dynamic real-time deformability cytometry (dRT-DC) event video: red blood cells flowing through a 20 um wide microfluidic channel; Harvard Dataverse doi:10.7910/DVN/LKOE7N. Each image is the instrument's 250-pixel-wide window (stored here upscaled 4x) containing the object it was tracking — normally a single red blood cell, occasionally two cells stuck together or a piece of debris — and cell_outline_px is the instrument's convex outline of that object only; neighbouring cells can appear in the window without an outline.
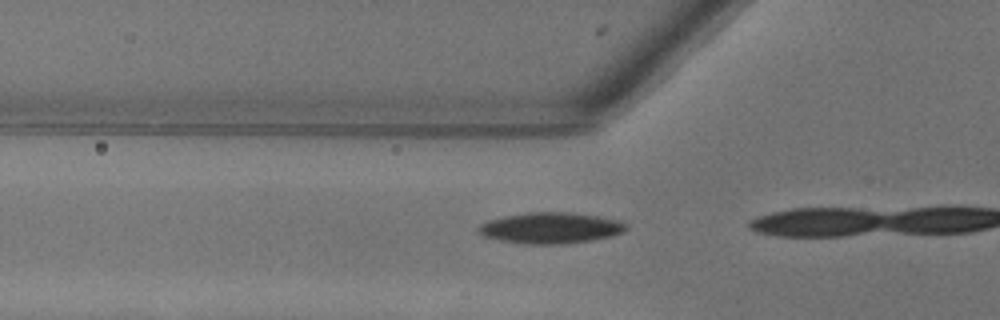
{"species": "common noctule bat (a hibernating species)", "species_latin": "Nyctalus noctula", "temperature_condition": "warm", "stored_images_in_passage": 4, "camera_frame_rate_fps": 3000, "um_per_image_px": 0.085, "animal": {"sex": "female"}, "frame": {"image": 1, "passage_image": 2, "time_ms": 0.333, "image_size_px": [1000, 320], "cell_outline_px": [[628, 228], [624, 232], [592, 240], [564, 244], [528, 244], [500, 240], [484, 236], [476, 232], [476, 228], [480, 224], [488, 220], [504, 216], [528, 212], [572, 212], [596, 216], [616, 220], [628, 224]], "centroid_in_image_um": [46.77, 19.37], "position_along_channel_um": 79.0, "area_um2": 26.7}}